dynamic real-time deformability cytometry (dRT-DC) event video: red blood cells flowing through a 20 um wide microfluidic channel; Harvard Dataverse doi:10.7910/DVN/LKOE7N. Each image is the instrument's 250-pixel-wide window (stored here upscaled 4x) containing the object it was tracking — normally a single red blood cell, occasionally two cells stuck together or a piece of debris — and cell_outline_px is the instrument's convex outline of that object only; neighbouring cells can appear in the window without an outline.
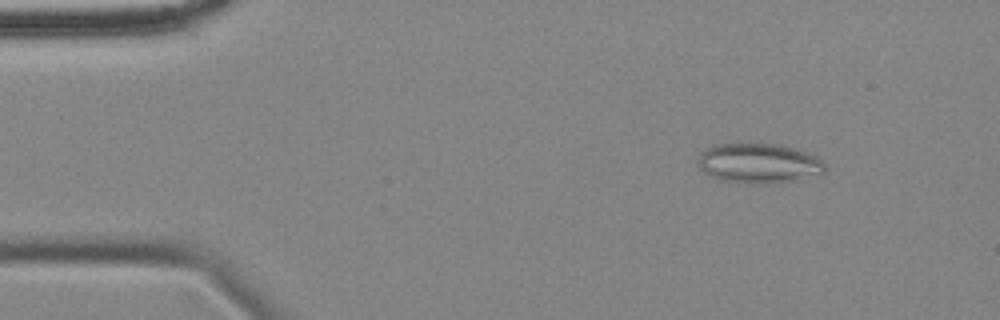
{"species": "common noctule bat (a hibernating species)", "species_latin": "Nyctalus noctula", "temperature_condition": "cold", "stored_images_in_passage": 57, "camera_frame_rate_fps": 3000, "um_per_image_px": 0.085, "animal": {"sex": "female", "body_mass_g": 18.4}, "frame": {"image": 1, "passage_image": 7, "time_ms": 2.0, "image_size_px": [1000, 320], "cell_outline_px": [[828, 168], [824, 172], [792, 180], [768, 184], [748, 184], [720, 180], [704, 172], [696, 164], [696, 160], [700, 152], [704, 148], [712, 144], [748, 140], [756, 140], [784, 144], [808, 152], [824, 160]], "centroid_in_image_um": [64.44, 13.8], "position_along_channel_um": 20.6, "area_um2": 31.15}}
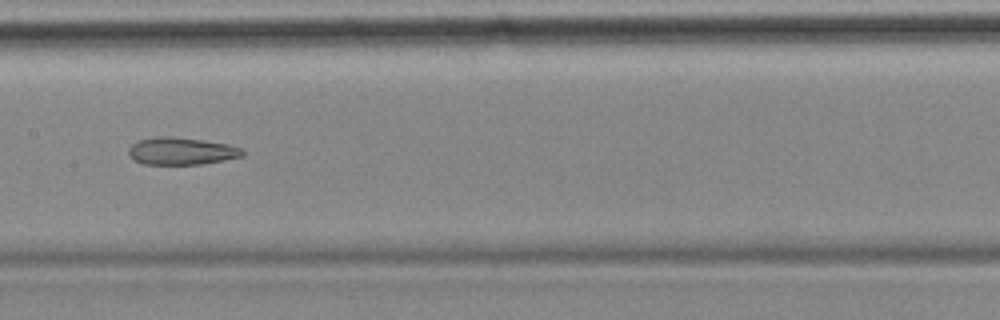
{"frame": {"image": 2, "passage_image": 28, "time_ms": 9.0, "image_size_px": [1000, 320], "cell_outline_px": [[244, 156], [224, 160], [200, 164], [144, 164], [136, 160], [128, 152], [128, 148], [136, 140], [156, 136], [172, 136], [204, 140], [228, 144], [240, 148], [244, 152]], "centroid_in_image_um": [15.41, 12.83], "position_along_channel_um": 192.0, "area_um2": 18.15}}
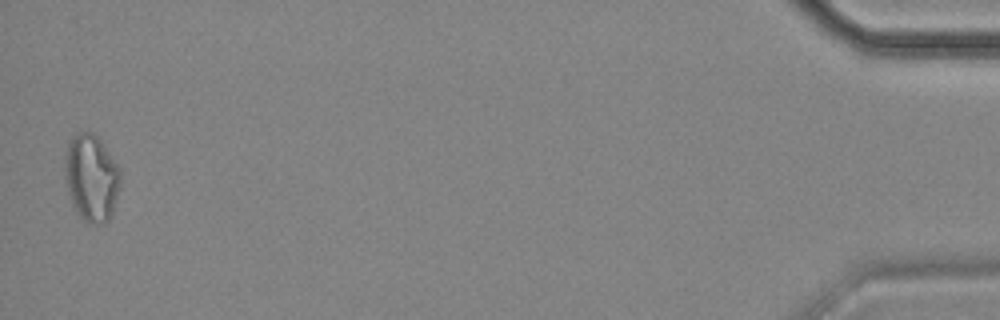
{"frame": {"image": 3, "passage_image": 56, "time_ms": 18.333, "image_size_px": [1000, 320], "cell_outline_px": [[120, 188], [112, 212], [108, 220], [104, 224], [88, 224], [80, 220], [72, 204], [68, 192], [64, 176], [64, 156], [68, 140], [76, 132], [92, 132], [100, 140], [120, 168]], "centroid_in_image_um": [7.74, 15.13], "position_along_channel_um": 427.5, "area_um2": 28.73}, "authors_computed_cell_mechanics": {"area_um2": 23.0622, "velocity_mm_per_s": 3.5284, "shape_relaxation_time_tau1_ms": null, "shape_relaxation_time_tau2_ms": 5.3347, "deformation_change_tau1": null, "deformation_change_tau2": 0.1441}}